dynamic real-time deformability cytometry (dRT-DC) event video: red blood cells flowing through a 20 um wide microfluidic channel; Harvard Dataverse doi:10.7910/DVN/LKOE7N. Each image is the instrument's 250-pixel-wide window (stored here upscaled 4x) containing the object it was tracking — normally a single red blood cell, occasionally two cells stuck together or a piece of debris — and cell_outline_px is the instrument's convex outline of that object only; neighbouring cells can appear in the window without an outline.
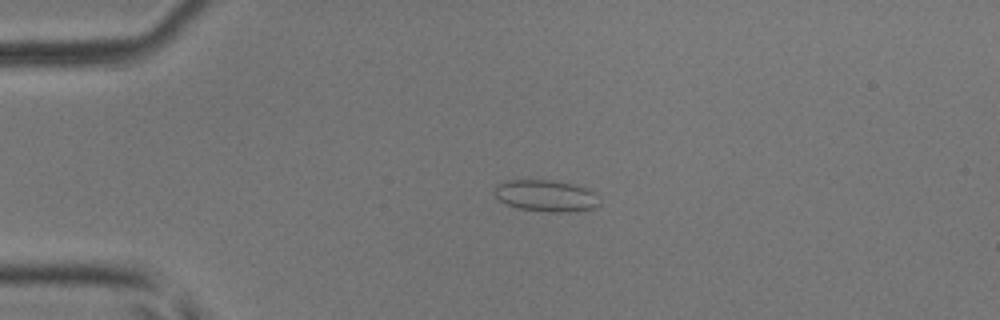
{"species": "common noctule bat (a hibernating species)", "species_latin": "Nyctalus noctula", "temperature_condition": "room temperature", "stored_images_in_passage": 21, "camera_frame_rate_fps": 3000, "um_per_image_px": 0.085, "animal": {"sex": "male", "body_mass_g": 17.9, "forearm_length_mm": 54.2}, "frame": {"image": 1, "passage_image": 1, "time_ms": 0.0, "image_size_px": [1000, 320], "cell_outline_px": [[600, 204], [596, 208], [576, 212], [552, 212], [516, 208], [500, 200], [496, 196], [496, 184], [508, 180], [552, 180], [576, 184], [592, 192], [600, 200]], "centroid_in_image_um": [46.45, 16.65], "position_along_channel_um": 38.5, "area_um2": 19.36}}
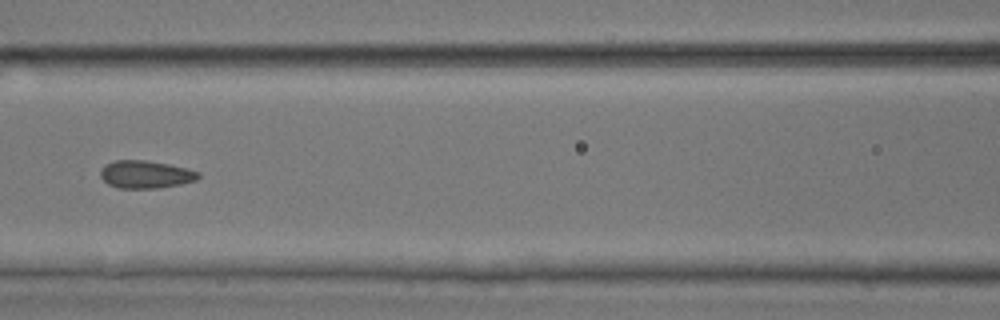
{"frame": {"image": 2, "passage_image": 12, "time_ms": 3.667, "image_size_px": [1000, 320], "cell_outline_px": [[200, 176], [196, 180], [180, 184], [156, 188], [120, 188], [108, 184], [100, 176], [100, 172], [104, 164], [112, 160], [144, 160], [168, 164], [200, 172]], "centroid_in_image_um": [12.34, 14.82], "position_along_channel_um": 154.3, "area_um2": 15.72}}
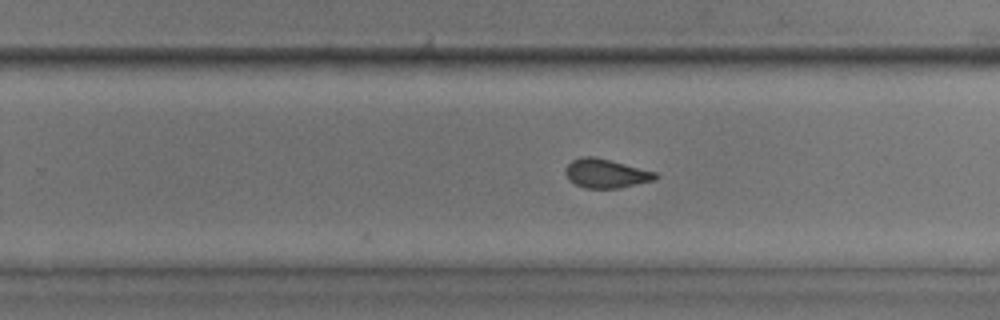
{"frame": {"image": 3, "passage_image": 21, "time_ms": 6.667, "image_size_px": [1000, 320], "cell_outline_px": [[660, 176], [656, 180], [620, 188], [584, 188], [568, 180], [564, 172], [564, 168], [572, 160], [580, 156], [592, 156], [656, 172]], "centroid_in_image_um": [51.49, 14.75], "position_along_channel_um": 278.3, "area_um2": 15.26}}